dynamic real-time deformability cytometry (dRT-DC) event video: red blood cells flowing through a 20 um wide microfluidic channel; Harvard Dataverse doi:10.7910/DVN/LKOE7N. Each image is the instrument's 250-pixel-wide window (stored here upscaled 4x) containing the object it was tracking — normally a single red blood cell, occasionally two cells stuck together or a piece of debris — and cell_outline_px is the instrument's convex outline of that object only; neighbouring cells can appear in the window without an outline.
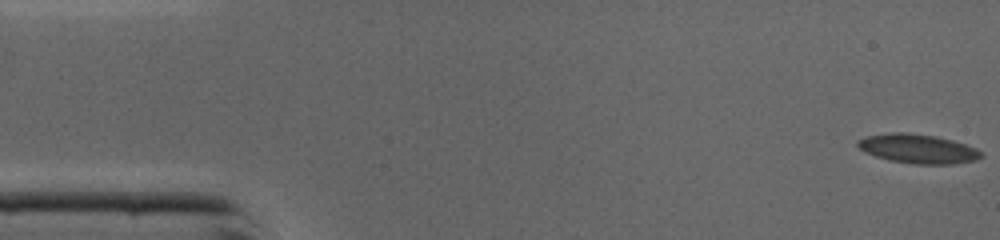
{"species": "common noctule bat (a hibernating species)", "species_latin": "Nyctalus noctula", "temperature_condition": "cold", "stored_images_in_passage": 47, "camera_frame_rate_fps": 3000, "um_per_image_px": 0.085, "animal": {"sex": "male", "body_mass_g": 19.0, "forearm_length_mm": 50.8}, "frame": {"image": 1, "passage_image": 1, "time_ms": 0.0, "image_size_px": [1000, 240], "cell_outline_px": [[980, 156], [976, 160], [952, 164], [912, 164], [888, 160], [876, 156], [860, 148], [856, 144], [856, 140], [868, 136], [892, 132], [904, 132], [936, 136], [952, 140], [976, 148], [980, 152]], "centroid_in_image_um": [78.0, 12.64], "position_along_channel_um": 7.0, "area_um2": 20.75}}
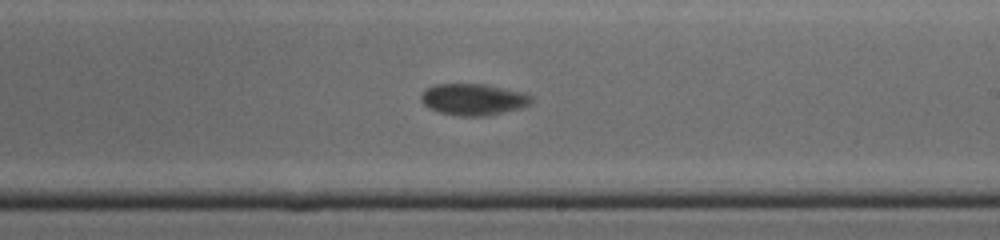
{"frame": {"image": 2, "passage_image": 27, "time_ms": 8.667, "image_size_px": [1000, 240], "cell_outline_px": [[532, 100], [528, 104], [520, 108], [488, 116], [460, 116], [440, 112], [428, 108], [420, 100], [420, 96], [428, 88], [436, 84], [484, 84], [520, 92], [532, 96]], "centroid_in_image_um": [40.2, 8.46], "position_along_channel_um": 248.8, "area_um2": 20.0}}
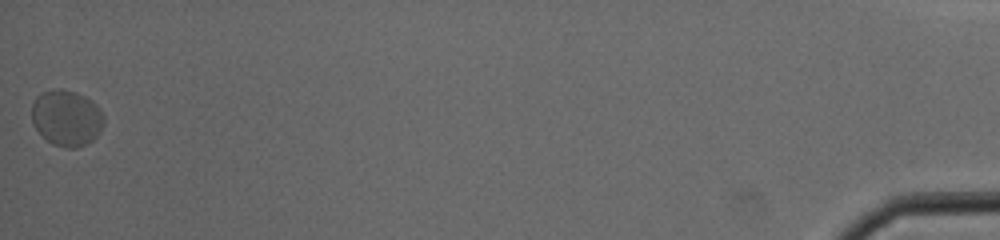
{"frame": {"image": 3, "passage_image": 47, "time_ms": 15.333, "image_size_px": [1000, 240], "cell_outline_px": [[104, 124], [100, 132], [88, 144], [76, 148], [64, 148], [52, 144], [36, 128], [32, 120], [32, 104], [36, 96], [40, 92], [52, 88], [60, 88], [76, 92], [92, 100], [96, 104], [104, 116]], "centroid_in_image_um": [5.67, 10.01], "position_along_channel_um": 429.5, "area_um2": 23.81}}